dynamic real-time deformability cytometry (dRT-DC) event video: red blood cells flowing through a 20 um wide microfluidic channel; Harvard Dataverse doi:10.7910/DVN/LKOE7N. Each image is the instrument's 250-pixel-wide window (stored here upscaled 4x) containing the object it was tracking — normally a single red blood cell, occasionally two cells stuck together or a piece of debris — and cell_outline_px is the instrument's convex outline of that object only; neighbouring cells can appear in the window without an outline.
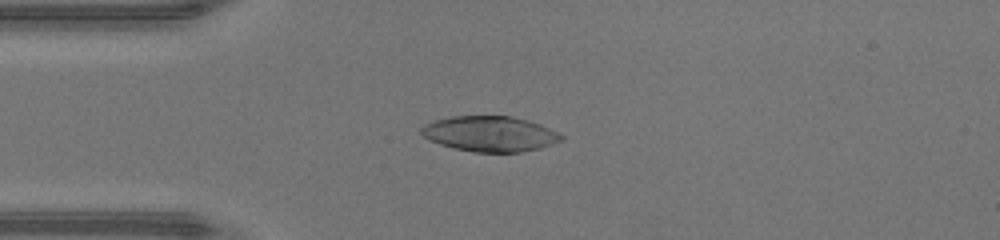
{"species": "human", "species_latin": "Homo sapiens", "temperature_condition": "warm", "stored_images_in_passage": 46, "camera_frame_rate_fps": 3000, "um_per_image_px": 0.085, "donor": {"sex": "male"}, "frame": {"image": 1, "passage_image": 11, "time_ms": 3.333, "image_size_px": [1000, 240], "cell_outline_px": [[564, 140], [540, 148], [520, 152], [476, 152], [456, 148], [440, 144], [428, 140], [420, 132], [420, 128], [424, 124], [432, 120], [452, 116], [512, 116], [528, 120], [540, 124], [564, 136]], "centroid_in_image_um": [41.63, 11.37], "position_along_channel_um": 43.4, "area_um2": 28.9}}
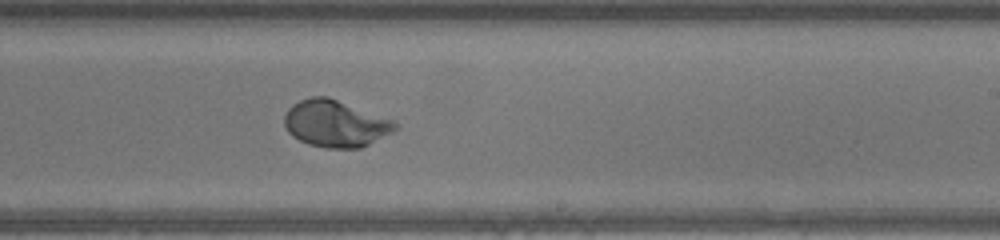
{"frame": {"image": 2, "passage_image": 27, "time_ms": 8.667, "image_size_px": [1000, 240], "cell_outline_px": [[396, 128], [392, 132], [360, 148], [324, 148], [308, 144], [292, 136], [288, 132], [284, 124], [284, 116], [288, 108], [292, 104], [300, 100], [312, 96], [328, 96], [392, 120], [396, 124]], "centroid_in_image_um": [28.45, 10.5], "position_along_channel_um": 260.5, "area_um2": 30.0}}
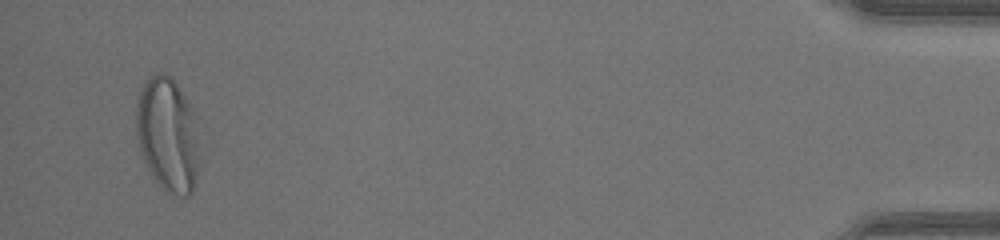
{"frame": {"image": 3, "passage_image": 44, "time_ms": 14.333, "image_size_px": [1000, 240], "cell_outline_px": [[200, 160], [192, 192], [188, 196], [184, 196], [172, 192], [164, 188], [152, 176], [148, 168], [140, 148], [136, 136], [136, 104], [140, 88], [148, 76], [156, 72], [164, 72], [176, 84], [192, 104]], "centroid_in_image_um": [14.24, 11.38], "position_along_channel_um": 421.0, "area_um2": 42.02}, "authors_computed_cell_mechanics": {"area_um2": 29.8537, "velocity_mm_per_s": 4.4004, "shape_relaxation_time_tau1_ms": 3.4735, "shape_relaxation_time_tau2_ms": null, "deformation_change_tau1": 0.2559, "deformation_change_tau2": null}}